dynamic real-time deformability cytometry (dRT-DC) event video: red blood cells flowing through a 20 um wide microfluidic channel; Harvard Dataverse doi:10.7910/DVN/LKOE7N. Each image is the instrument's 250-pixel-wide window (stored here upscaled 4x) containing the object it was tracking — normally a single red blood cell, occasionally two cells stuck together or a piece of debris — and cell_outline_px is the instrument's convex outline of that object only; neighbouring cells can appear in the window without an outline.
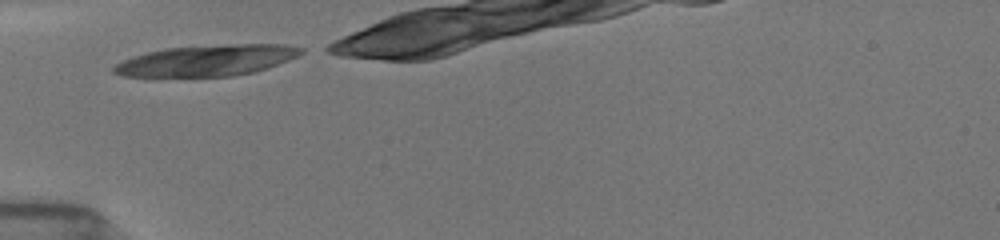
{"species": "common noctule bat (a hibernating species)", "species_latin": "Nyctalus noctula", "temperature_condition": "room temperature", "stored_images_in_passage": 13, "camera_frame_rate_fps": 3000, "um_per_image_px": 0.085, "animal": {"sex": "female", "body_mass_g": 19.5, "forearm_length_mm": 54.1}, "frame": {"image": 1, "passage_image": 1, "time_ms": 0.0, "image_size_px": [1000, 240], "cell_outline_px": [[304, 52], [288, 60], [256, 72], [232, 76], [120, 76], [112, 72], [112, 68], [116, 64], [124, 60], [148, 52], [164, 48], [228, 44], [284, 44], [304, 48]], "centroid_in_image_um": [17.61, 5.13], "position_along_channel_um": 67.4, "area_um2": 33.64}}